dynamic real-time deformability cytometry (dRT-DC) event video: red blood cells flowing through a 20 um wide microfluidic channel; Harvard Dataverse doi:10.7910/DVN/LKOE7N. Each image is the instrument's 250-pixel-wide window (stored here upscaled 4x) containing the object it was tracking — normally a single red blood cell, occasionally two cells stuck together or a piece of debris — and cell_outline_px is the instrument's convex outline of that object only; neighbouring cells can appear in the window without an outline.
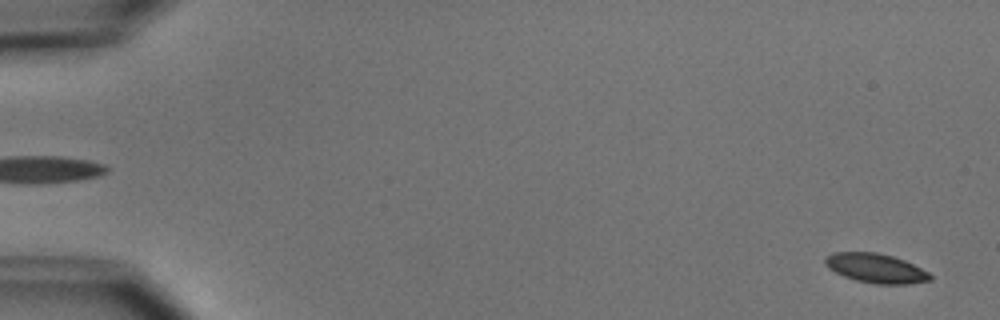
{"species": "common noctule bat (a hibernating species)", "species_latin": "Nyctalus noctula", "temperature_condition": "cold", "stored_images_in_passage": 53, "camera_frame_rate_fps": 3000, "um_per_image_px": 0.085, "animal": {"sex": "male", "body_mass_g": 15.6}, "frame": {"image": 1, "passage_image": 1, "time_ms": 0.0, "image_size_px": [1000, 320], "cell_outline_px": [[932, 280], [908, 284], [876, 284], [856, 280], [844, 276], [828, 268], [824, 264], [824, 260], [828, 256], [836, 252], [876, 252], [892, 256], [904, 260], [928, 272], [932, 276]], "centroid_in_image_um": [74.45, 22.8], "position_along_channel_um": 10.6, "area_um2": 17.8}}
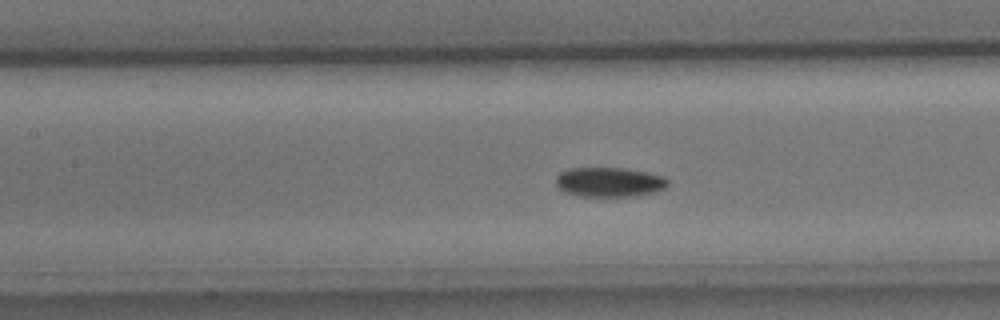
{"frame": {"image": 2, "passage_image": 24, "time_ms": 7.667, "image_size_px": [1000, 320], "cell_outline_px": [[668, 184], [664, 188], [656, 192], [640, 196], [580, 196], [564, 192], [556, 184], [556, 176], [560, 172], [568, 168], [620, 168], [644, 172], [664, 176], [668, 180]], "centroid_in_image_um": [51.78, 15.48], "position_along_channel_um": 155.6, "area_um2": 19.31}}
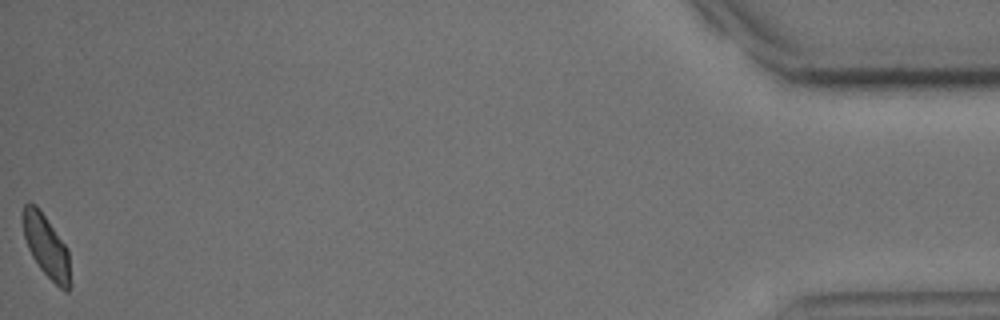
{"frame": {"image": 3, "passage_image": 53, "time_ms": 17.333, "image_size_px": [1000, 320], "cell_outline_px": [[72, 284], [68, 292], [64, 292], [40, 268], [32, 256], [28, 248], [24, 236], [24, 204], [36, 204], [68, 248]], "centroid_in_image_um": [4.0, 21.01], "position_along_channel_um": 431.2, "area_um2": 17.11}, "authors_computed_cell_mechanics": {"area_um2": 18.4382, "velocity_mm_per_s": 3.7778, "shape_relaxation_time_tau1_ms": 3.7968, "shape_relaxation_time_tau2_ms": null, "deformation_change_tau1": 0.0827, "deformation_change_tau2": null}}